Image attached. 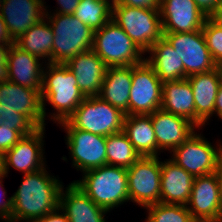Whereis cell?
Listing matches in <instances>:
<instances>
[{
  "label": "cell",
  "mask_w": 222,
  "mask_h": 222,
  "mask_svg": "<svg viewBox=\"0 0 222 222\" xmlns=\"http://www.w3.org/2000/svg\"><path fill=\"white\" fill-rule=\"evenodd\" d=\"M46 9L42 0H3L0 15L15 41L45 17Z\"/></svg>",
  "instance_id": "obj_17"
},
{
  "label": "cell",
  "mask_w": 222,
  "mask_h": 222,
  "mask_svg": "<svg viewBox=\"0 0 222 222\" xmlns=\"http://www.w3.org/2000/svg\"><path fill=\"white\" fill-rule=\"evenodd\" d=\"M125 115L99 96H89L66 121L75 129L106 137L123 131Z\"/></svg>",
  "instance_id": "obj_7"
},
{
  "label": "cell",
  "mask_w": 222,
  "mask_h": 222,
  "mask_svg": "<svg viewBox=\"0 0 222 222\" xmlns=\"http://www.w3.org/2000/svg\"><path fill=\"white\" fill-rule=\"evenodd\" d=\"M92 50L107 67L135 66L145 60L144 52L112 19L94 31Z\"/></svg>",
  "instance_id": "obj_5"
},
{
  "label": "cell",
  "mask_w": 222,
  "mask_h": 222,
  "mask_svg": "<svg viewBox=\"0 0 222 222\" xmlns=\"http://www.w3.org/2000/svg\"><path fill=\"white\" fill-rule=\"evenodd\" d=\"M65 66L74 73L85 97L98 96L107 66L92 49L72 57Z\"/></svg>",
  "instance_id": "obj_20"
},
{
  "label": "cell",
  "mask_w": 222,
  "mask_h": 222,
  "mask_svg": "<svg viewBox=\"0 0 222 222\" xmlns=\"http://www.w3.org/2000/svg\"><path fill=\"white\" fill-rule=\"evenodd\" d=\"M22 137L23 136L17 130H12V126L0 125V152L5 154Z\"/></svg>",
  "instance_id": "obj_34"
},
{
  "label": "cell",
  "mask_w": 222,
  "mask_h": 222,
  "mask_svg": "<svg viewBox=\"0 0 222 222\" xmlns=\"http://www.w3.org/2000/svg\"><path fill=\"white\" fill-rule=\"evenodd\" d=\"M161 109L184 117L195 125V102L187 78L162 84Z\"/></svg>",
  "instance_id": "obj_26"
},
{
  "label": "cell",
  "mask_w": 222,
  "mask_h": 222,
  "mask_svg": "<svg viewBox=\"0 0 222 222\" xmlns=\"http://www.w3.org/2000/svg\"><path fill=\"white\" fill-rule=\"evenodd\" d=\"M159 11L163 33L202 30L208 18L194 0H161Z\"/></svg>",
  "instance_id": "obj_14"
},
{
  "label": "cell",
  "mask_w": 222,
  "mask_h": 222,
  "mask_svg": "<svg viewBox=\"0 0 222 222\" xmlns=\"http://www.w3.org/2000/svg\"><path fill=\"white\" fill-rule=\"evenodd\" d=\"M145 208L149 211L146 222H197L187 205L158 202Z\"/></svg>",
  "instance_id": "obj_31"
},
{
  "label": "cell",
  "mask_w": 222,
  "mask_h": 222,
  "mask_svg": "<svg viewBox=\"0 0 222 222\" xmlns=\"http://www.w3.org/2000/svg\"><path fill=\"white\" fill-rule=\"evenodd\" d=\"M194 2L206 16H209L222 0H194Z\"/></svg>",
  "instance_id": "obj_39"
},
{
  "label": "cell",
  "mask_w": 222,
  "mask_h": 222,
  "mask_svg": "<svg viewBox=\"0 0 222 222\" xmlns=\"http://www.w3.org/2000/svg\"><path fill=\"white\" fill-rule=\"evenodd\" d=\"M36 56L12 44L8 50L5 79L12 83L41 91L43 70Z\"/></svg>",
  "instance_id": "obj_19"
},
{
  "label": "cell",
  "mask_w": 222,
  "mask_h": 222,
  "mask_svg": "<svg viewBox=\"0 0 222 222\" xmlns=\"http://www.w3.org/2000/svg\"><path fill=\"white\" fill-rule=\"evenodd\" d=\"M172 152L171 160L193 177L213 174L222 160V145L218 144L213 147L197 132L191 134L182 145L176 147Z\"/></svg>",
  "instance_id": "obj_8"
},
{
  "label": "cell",
  "mask_w": 222,
  "mask_h": 222,
  "mask_svg": "<svg viewBox=\"0 0 222 222\" xmlns=\"http://www.w3.org/2000/svg\"><path fill=\"white\" fill-rule=\"evenodd\" d=\"M217 68L219 69L220 76H221V82H222V61H220V62L217 64Z\"/></svg>",
  "instance_id": "obj_46"
},
{
  "label": "cell",
  "mask_w": 222,
  "mask_h": 222,
  "mask_svg": "<svg viewBox=\"0 0 222 222\" xmlns=\"http://www.w3.org/2000/svg\"><path fill=\"white\" fill-rule=\"evenodd\" d=\"M57 2L61 7L59 8L60 9L59 11L58 9H56L57 14L73 15L76 8L78 7V3L80 2V0H57Z\"/></svg>",
  "instance_id": "obj_38"
},
{
  "label": "cell",
  "mask_w": 222,
  "mask_h": 222,
  "mask_svg": "<svg viewBox=\"0 0 222 222\" xmlns=\"http://www.w3.org/2000/svg\"><path fill=\"white\" fill-rule=\"evenodd\" d=\"M0 175H6L4 172V154L0 152Z\"/></svg>",
  "instance_id": "obj_45"
},
{
  "label": "cell",
  "mask_w": 222,
  "mask_h": 222,
  "mask_svg": "<svg viewBox=\"0 0 222 222\" xmlns=\"http://www.w3.org/2000/svg\"><path fill=\"white\" fill-rule=\"evenodd\" d=\"M2 5H3V0H0V10Z\"/></svg>",
  "instance_id": "obj_47"
},
{
  "label": "cell",
  "mask_w": 222,
  "mask_h": 222,
  "mask_svg": "<svg viewBox=\"0 0 222 222\" xmlns=\"http://www.w3.org/2000/svg\"><path fill=\"white\" fill-rule=\"evenodd\" d=\"M163 37L175 49L183 61L185 78L217 68L206 45L202 30L185 33H163Z\"/></svg>",
  "instance_id": "obj_11"
},
{
  "label": "cell",
  "mask_w": 222,
  "mask_h": 222,
  "mask_svg": "<svg viewBox=\"0 0 222 222\" xmlns=\"http://www.w3.org/2000/svg\"><path fill=\"white\" fill-rule=\"evenodd\" d=\"M0 104L8 110L26 115L38 128L46 125L41 91L2 79L0 80Z\"/></svg>",
  "instance_id": "obj_16"
},
{
  "label": "cell",
  "mask_w": 222,
  "mask_h": 222,
  "mask_svg": "<svg viewBox=\"0 0 222 222\" xmlns=\"http://www.w3.org/2000/svg\"><path fill=\"white\" fill-rule=\"evenodd\" d=\"M7 177V175H0V188L3 187L2 184V179H4V177ZM5 189L3 188L1 195L5 196L6 195V191H4ZM1 196V198H2ZM0 198V218L1 220H5L7 222H9L10 220V214H11V207H12V202H11V197H9L8 199H6L5 202H3V199Z\"/></svg>",
  "instance_id": "obj_36"
},
{
  "label": "cell",
  "mask_w": 222,
  "mask_h": 222,
  "mask_svg": "<svg viewBox=\"0 0 222 222\" xmlns=\"http://www.w3.org/2000/svg\"><path fill=\"white\" fill-rule=\"evenodd\" d=\"M140 157L123 131L106 136L107 165L129 168Z\"/></svg>",
  "instance_id": "obj_29"
},
{
  "label": "cell",
  "mask_w": 222,
  "mask_h": 222,
  "mask_svg": "<svg viewBox=\"0 0 222 222\" xmlns=\"http://www.w3.org/2000/svg\"><path fill=\"white\" fill-rule=\"evenodd\" d=\"M45 127H39L33 133L23 136L10 150L4 154V172L9 167L23 172L34 173L44 168L43 135Z\"/></svg>",
  "instance_id": "obj_15"
},
{
  "label": "cell",
  "mask_w": 222,
  "mask_h": 222,
  "mask_svg": "<svg viewBox=\"0 0 222 222\" xmlns=\"http://www.w3.org/2000/svg\"><path fill=\"white\" fill-rule=\"evenodd\" d=\"M123 132L141 157L158 156L150 115H125Z\"/></svg>",
  "instance_id": "obj_27"
},
{
  "label": "cell",
  "mask_w": 222,
  "mask_h": 222,
  "mask_svg": "<svg viewBox=\"0 0 222 222\" xmlns=\"http://www.w3.org/2000/svg\"><path fill=\"white\" fill-rule=\"evenodd\" d=\"M208 18L218 27L222 28V2L215 8Z\"/></svg>",
  "instance_id": "obj_42"
},
{
  "label": "cell",
  "mask_w": 222,
  "mask_h": 222,
  "mask_svg": "<svg viewBox=\"0 0 222 222\" xmlns=\"http://www.w3.org/2000/svg\"><path fill=\"white\" fill-rule=\"evenodd\" d=\"M74 183L107 211L129 201L127 168L105 165L83 172Z\"/></svg>",
  "instance_id": "obj_3"
},
{
  "label": "cell",
  "mask_w": 222,
  "mask_h": 222,
  "mask_svg": "<svg viewBox=\"0 0 222 222\" xmlns=\"http://www.w3.org/2000/svg\"><path fill=\"white\" fill-rule=\"evenodd\" d=\"M161 0H116L113 3L136 8L159 9Z\"/></svg>",
  "instance_id": "obj_35"
},
{
  "label": "cell",
  "mask_w": 222,
  "mask_h": 222,
  "mask_svg": "<svg viewBox=\"0 0 222 222\" xmlns=\"http://www.w3.org/2000/svg\"><path fill=\"white\" fill-rule=\"evenodd\" d=\"M45 18L54 35L53 64H65L72 57L92 49L94 31L74 15L47 12Z\"/></svg>",
  "instance_id": "obj_4"
},
{
  "label": "cell",
  "mask_w": 222,
  "mask_h": 222,
  "mask_svg": "<svg viewBox=\"0 0 222 222\" xmlns=\"http://www.w3.org/2000/svg\"><path fill=\"white\" fill-rule=\"evenodd\" d=\"M147 52L150 56L145 61L154 69L162 83L185 79L183 61L164 37Z\"/></svg>",
  "instance_id": "obj_25"
},
{
  "label": "cell",
  "mask_w": 222,
  "mask_h": 222,
  "mask_svg": "<svg viewBox=\"0 0 222 222\" xmlns=\"http://www.w3.org/2000/svg\"><path fill=\"white\" fill-rule=\"evenodd\" d=\"M187 208L197 222H222V209L215 173L194 177Z\"/></svg>",
  "instance_id": "obj_13"
},
{
  "label": "cell",
  "mask_w": 222,
  "mask_h": 222,
  "mask_svg": "<svg viewBox=\"0 0 222 222\" xmlns=\"http://www.w3.org/2000/svg\"><path fill=\"white\" fill-rule=\"evenodd\" d=\"M194 177L171 159L161 162L160 202L187 205Z\"/></svg>",
  "instance_id": "obj_23"
},
{
  "label": "cell",
  "mask_w": 222,
  "mask_h": 222,
  "mask_svg": "<svg viewBox=\"0 0 222 222\" xmlns=\"http://www.w3.org/2000/svg\"><path fill=\"white\" fill-rule=\"evenodd\" d=\"M12 126V130H17L22 136L33 133L38 127L24 114L14 110H8L0 104V125Z\"/></svg>",
  "instance_id": "obj_32"
},
{
  "label": "cell",
  "mask_w": 222,
  "mask_h": 222,
  "mask_svg": "<svg viewBox=\"0 0 222 222\" xmlns=\"http://www.w3.org/2000/svg\"><path fill=\"white\" fill-rule=\"evenodd\" d=\"M12 44H14V41L9 35L6 24L0 15V45H12Z\"/></svg>",
  "instance_id": "obj_41"
},
{
  "label": "cell",
  "mask_w": 222,
  "mask_h": 222,
  "mask_svg": "<svg viewBox=\"0 0 222 222\" xmlns=\"http://www.w3.org/2000/svg\"><path fill=\"white\" fill-rule=\"evenodd\" d=\"M46 67V71L43 70L41 88L44 120L47 116L45 102L48 101L56 110L50 116L51 119L60 124L73 114L86 97L79 90L74 73L65 64L47 63Z\"/></svg>",
  "instance_id": "obj_2"
},
{
  "label": "cell",
  "mask_w": 222,
  "mask_h": 222,
  "mask_svg": "<svg viewBox=\"0 0 222 222\" xmlns=\"http://www.w3.org/2000/svg\"><path fill=\"white\" fill-rule=\"evenodd\" d=\"M158 158L140 157L127 168L129 200L144 208L160 202L161 161Z\"/></svg>",
  "instance_id": "obj_9"
},
{
  "label": "cell",
  "mask_w": 222,
  "mask_h": 222,
  "mask_svg": "<svg viewBox=\"0 0 222 222\" xmlns=\"http://www.w3.org/2000/svg\"><path fill=\"white\" fill-rule=\"evenodd\" d=\"M46 170L24 174L18 190L11 196V214L9 222H33L49 214L59 206V194L62 182Z\"/></svg>",
  "instance_id": "obj_1"
},
{
  "label": "cell",
  "mask_w": 222,
  "mask_h": 222,
  "mask_svg": "<svg viewBox=\"0 0 222 222\" xmlns=\"http://www.w3.org/2000/svg\"><path fill=\"white\" fill-rule=\"evenodd\" d=\"M112 1L80 0L74 16L93 31L101 29L112 19Z\"/></svg>",
  "instance_id": "obj_30"
},
{
  "label": "cell",
  "mask_w": 222,
  "mask_h": 222,
  "mask_svg": "<svg viewBox=\"0 0 222 222\" xmlns=\"http://www.w3.org/2000/svg\"><path fill=\"white\" fill-rule=\"evenodd\" d=\"M202 32L211 56L218 64L222 61V28L207 18L203 25Z\"/></svg>",
  "instance_id": "obj_33"
},
{
  "label": "cell",
  "mask_w": 222,
  "mask_h": 222,
  "mask_svg": "<svg viewBox=\"0 0 222 222\" xmlns=\"http://www.w3.org/2000/svg\"><path fill=\"white\" fill-rule=\"evenodd\" d=\"M60 211L63 213H61ZM33 222H69V220L64 211L58 206L55 210L51 211L49 214L40 217L39 219Z\"/></svg>",
  "instance_id": "obj_37"
},
{
  "label": "cell",
  "mask_w": 222,
  "mask_h": 222,
  "mask_svg": "<svg viewBox=\"0 0 222 222\" xmlns=\"http://www.w3.org/2000/svg\"><path fill=\"white\" fill-rule=\"evenodd\" d=\"M156 135L158 152L170 150V153L193 134L197 128L184 117L176 116L165 110L157 109L150 114Z\"/></svg>",
  "instance_id": "obj_18"
},
{
  "label": "cell",
  "mask_w": 222,
  "mask_h": 222,
  "mask_svg": "<svg viewBox=\"0 0 222 222\" xmlns=\"http://www.w3.org/2000/svg\"><path fill=\"white\" fill-rule=\"evenodd\" d=\"M60 126L66 130V144L70 148L72 166L85 172L107 165L106 137L73 128L67 121Z\"/></svg>",
  "instance_id": "obj_12"
},
{
  "label": "cell",
  "mask_w": 222,
  "mask_h": 222,
  "mask_svg": "<svg viewBox=\"0 0 222 222\" xmlns=\"http://www.w3.org/2000/svg\"><path fill=\"white\" fill-rule=\"evenodd\" d=\"M162 84L154 69L145 60L132 66L129 115H150L160 109Z\"/></svg>",
  "instance_id": "obj_10"
},
{
  "label": "cell",
  "mask_w": 222,
  "mask_h": 222,
  "mask_svg": "<svg viewBox=\"0 0 222 222\" xmlns=\"http://www.w3.org/2000/svg\"><path fill=\"white\" fill-rule=\"evenodd\" d=\"M215 114L222 120V84L218 88L215 100Z\"/></svg>",
  "instance_id": "obj_43"
},
{
  "label": "cell",
  "mask_w": 222,
  "mask_h": 222,
  "mask_svg": "<svg viewBox=\"0 0 222 222\" xmlns=\"http://www.w3.org/2000/svg\"><path fill=\"white\" fill-rule=\"evenodd\" d=\"M132 66L107 67L98 96L129 115Z\"/></svg>",
  "instance_id": "obj_24"
},
{
  "label": "cell",
  "mask_w": 222,
  "mask_h": 222,
  "mask_svg": "<svg viewBox=\"0 0 222 222\" xmlns=\"http://www.w3.org/2000/svg\"><path fill=\"white\" fill-rule=\"evenodd\" d=\"M194 95L195 126L202 127L215 113V100L222 84L218 68L187 77Z\"/></svg>",
  "instance_id": "obj_21"
},
{
  "label": "cell",
  "mask_w": 222,
  "mask_h": 222,
  "mask_svg": "<svg viewBox=\"0 0 222 222\" xmlns=\"http://www.w3.org/2000/svg\"><path fill=\"white\" fill-rule=\"evenodd\" d=\"M11 45H0V80L5 79L7 54Z\"/></svg>",
  "instance_id": "obj_40"
},
{
  "label": "cell",
  "mask_w": 222,
  "mask_h": 222,
  "mask_svg": "<svg viewBox=\"0 0 222 222\" xmlns=\"http://www.w3.org/2000/svg\"><path fill=\"white\" fill-rule=\"evenodd\" d=\"M47 21V23H46ZM53 30L48 19L43 17L23 35L14 41L21 50L38 57L46 59L53 64ZM42 57V58H41Z\"/></svg>",
  "instance_id": "obj_28"
},
{
  "label": "cell",
  "mask_w": 222,
  "mask_h": 222,
  "mask_svg": "<svg viewBox=\"0 0 222 222\" xmlns=\"http://www.w3.org/2000/svg\"><path fill=\"white\" fill-rule=\"evenodd\" d=\"M214 173L216 175V179L218 182L219 198H220L221 209H222V160L219 162L217 169Z\"/></svg>",
  "instance_id": "obj_44"
},
{
  "label": "cell",
  "mask_w": 222,
  "mask_h": 222,
  "mask_svg": "<svg viewBox=\"0 0 222 222\" xmlns=\"http://www.w3.org/2000/svg\"><path fill=\"white\" fill-rule=\"evenodd\" d=\"M63 189L59 194V207L69 222H106L104 214L109 211L95 204L74 182L69 183L65 193Z\"/></svg>",
  "instance_id": "obj_22"
},
{
  "label": "cell",
  "mask_w": 222,
  "mask_h": 222,
  "mask_svg": "<svg viewBox=\"0 0 222 222\" xmlns=\"http://www.w3.org/2000/svg\"><path fill=\"white\" fill-rule=\"evenodd\" d=\"M159 9L112 4V20L146 53L163 37Z\"/></svg>",
  "instance_id": "obj_6"
}]
</instances>
